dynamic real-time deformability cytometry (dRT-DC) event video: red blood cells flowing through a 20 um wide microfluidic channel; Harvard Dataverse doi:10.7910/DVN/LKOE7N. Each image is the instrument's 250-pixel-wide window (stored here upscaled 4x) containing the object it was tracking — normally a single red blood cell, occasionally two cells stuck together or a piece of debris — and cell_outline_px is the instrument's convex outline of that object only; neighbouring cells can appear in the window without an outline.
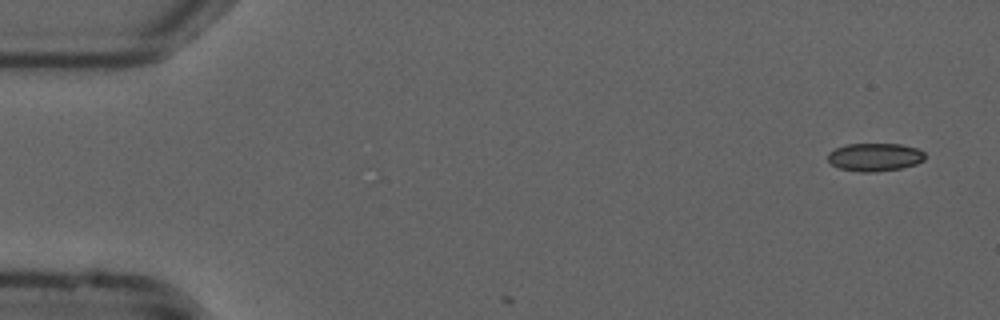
{"species": "common noctule bat (a hibernating species)", "species_latin": "Nyctalus noctula", "temperature_condition": "cold", "stored_images_in_passage": 8, "camera_frame_rate_fps": 3000, "um_per_image_px": 0.085, "animal": {"sex": "male", "forearm_length_mm": 52.5}, "frame": {"image": 1, "passage_image": 1, "time_ms": 0.0, "image_size_px": [1000, 320], "cell_outline_px": [[924, 160], [916, 164], [900, 168], [876, 172], [860, 172], [840, 168], [832, 164], [828, 160], [828, 152], [844, 144], [900, 144], [916, 148], [924, 152]], "centroid_in_image_um": [74.34, 13.35], "position_along_channel_um": 10.7, "area_um2": 15.84}}